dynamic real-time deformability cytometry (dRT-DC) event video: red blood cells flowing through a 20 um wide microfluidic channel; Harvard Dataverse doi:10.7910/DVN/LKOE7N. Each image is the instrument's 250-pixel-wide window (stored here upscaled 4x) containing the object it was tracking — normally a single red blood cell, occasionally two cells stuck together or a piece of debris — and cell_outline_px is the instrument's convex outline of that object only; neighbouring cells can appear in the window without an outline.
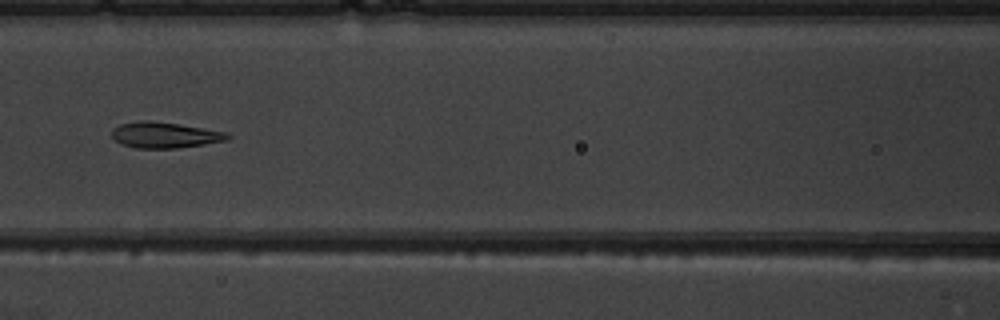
{"species": "common noctule bat (a hibernating species)", "species_latin": "Nyctalus noctula", "temperature_condition": "warm", "stored_images_in_passage": 6, "camera_frame_rate_fps": 3000, "um_per_image_px": 0.085, "animal": {"sex": "male", "body_mass_g": 19.5, "forearm_length_mm": 54.6}, "frame": {"image": 1, "passage_image": 6, "time_ms": 5.667, "image_size_px": [1000, 320], "cell_outline_px": [[232, 136], [228, 140], [204, 144], [176, 148], [136, 148], [124, 144], [116, 140], [112, 136], [112, 128], [120, 124], [140, 120], [148, 120], [204, 128], [228, 132]], "centroid_in_image_um": [14.03, 11.47], "position_along_channel_um": 152.6, "area_um2": 17.34}}